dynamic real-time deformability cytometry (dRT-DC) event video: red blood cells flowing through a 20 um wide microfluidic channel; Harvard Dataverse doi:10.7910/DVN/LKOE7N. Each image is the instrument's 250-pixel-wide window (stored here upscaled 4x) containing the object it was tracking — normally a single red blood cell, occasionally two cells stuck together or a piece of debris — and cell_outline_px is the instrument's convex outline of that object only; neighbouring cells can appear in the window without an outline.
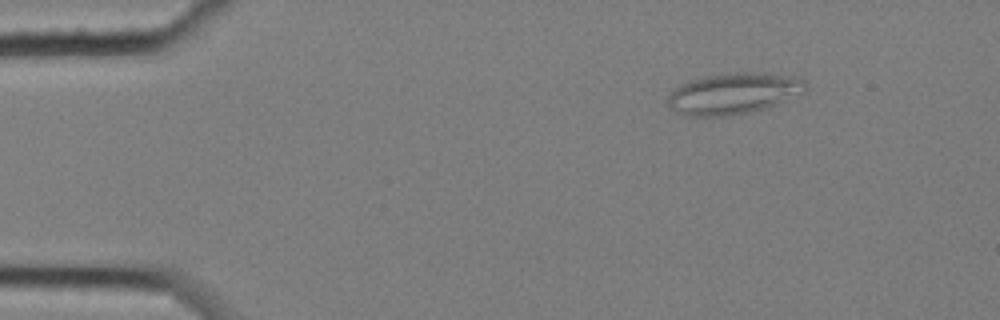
{"species": "common noctule bat (a hibernating species)", "species_latin": "Nyctalus noctula", "temperature_condition": "cold", "stored_images_in_passage": 59, "camera_frame_rate_fps": 3000, "um_per_image_px": 0.085, "animal": {"sex": "female", "body_mass_g": 25.1}, "frame": {"image": 1, "passage_image": 8, "time_ms": 2.333, "image_size_px": [1000, 320], "cell_outline_px": [[808, 88], [804, 92], [764, 108], [748, 112], [728, 116], [688, 116], [672, 108], [668, 104], [668, 96], [680, 84], [688, 80], [700, 76], [736, 72], [764, 72], [792, 76], [804, 80]], "centroid_in_image_um": [62.34, 7.92], "position_along_channel_um": 22.7, "area_um2": 32.95}}
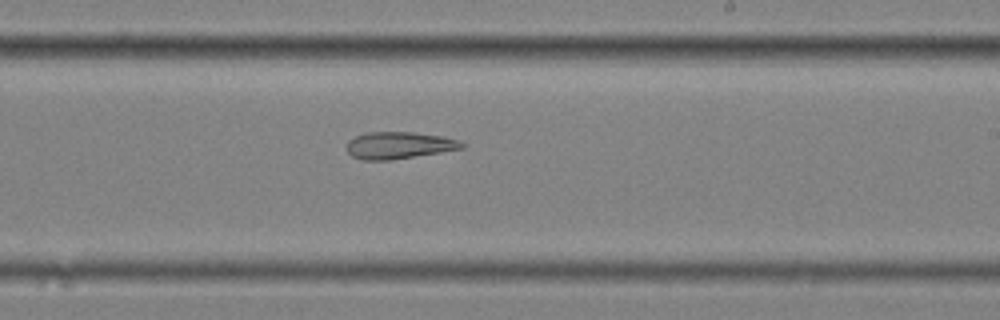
{"frame": {"image": 2, "passage_image": 35, "time_ms": 11.333, "image_size_px": [1000, 320], "cell_outline_px": [[464, 148], [392, 160], [364, 160], [352, 156], [348, 152], [348, 140], [364, 132], [412, 132], [444, 136], [460, 140], [464, 144]], "centroid_in_image_um": [33.92, 12.34], "position_along_channel_um": 255.1, "area_um2": 18.09}}
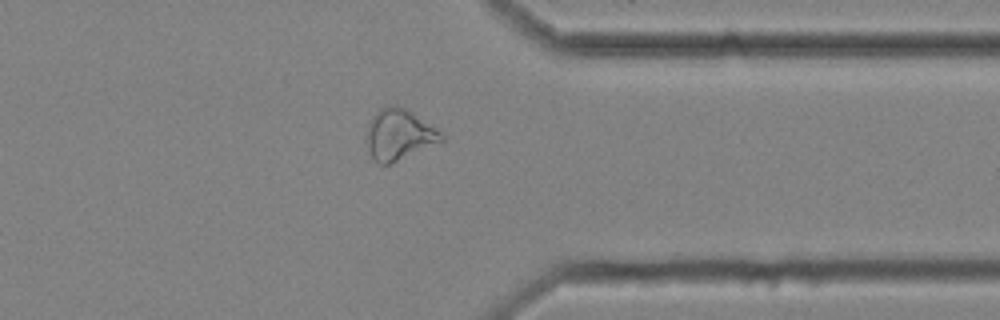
{"frame": {"image": 3, "passage_image": 46, "time_ms": 15.0, "image_size_px": [1000, 320], "cell_outline_px": [[444, 140], [388, 164], [380, 164], [372, 156], [368, 148], [368, 124], [372, 116], [380, 108], [392, 104], [396, 104], [404, 108], [436, 128], [444, 136]], "centroid_in_image_um": [33.91, 11.41], "position_along_channel_um": 377.5, "area_um2": 21.44}}